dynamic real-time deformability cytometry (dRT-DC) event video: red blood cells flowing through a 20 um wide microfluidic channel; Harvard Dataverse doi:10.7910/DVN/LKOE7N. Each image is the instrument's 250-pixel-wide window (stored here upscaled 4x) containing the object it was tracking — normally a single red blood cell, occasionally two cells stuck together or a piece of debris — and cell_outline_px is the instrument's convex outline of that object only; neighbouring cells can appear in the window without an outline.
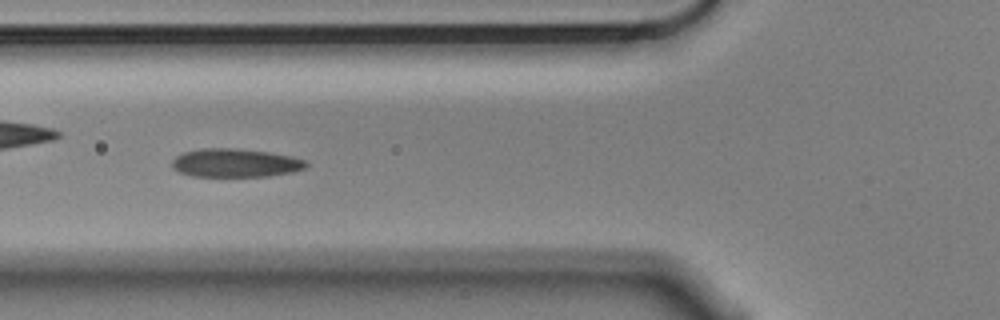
{"species": "Egyptian fruit bat (a non-hibernating species)", "species_latin": "Rousettus aegyptiacus", "temperature_condition": "cold", "stored_images_in_passage": 42, "camera_frame_rate_fps": 3000, "um_per_image_px": 0.085, "animal": {"sex": "male"}, "frame": {"image": 1, "passage_image": 6, "time_ms": 1.667, "image_size_px": [1000, 320], "cell_outline_px": [[308, 164], [304, 168], [292, 172], [268, 176], [192, 176], [180, 172], [172, 168], [172, 160], [176, 156], [184, 152], [200, 148], [232, 148], [268, 152], [292, 156], [304, 160]], "centroid_in_image_um": [19.98, 13.84], "position_along_channel_um": 105.8, "area_um2": 22.14}}
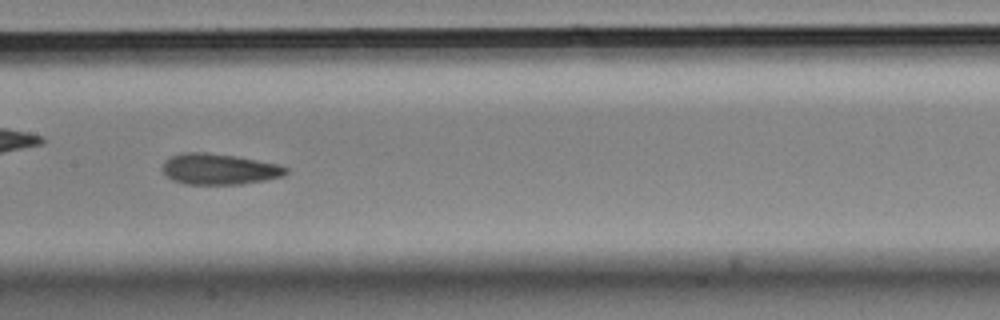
{"frame": {"image": 2, "passage_image": 13, "time_ms": 4.0, "image_size_px": [1000, 320], "cell_outline_px": [[288, 172], [284, 176], [264, 180], [240, 184], [184, 184], [172, 180], [160, 168], [164, 160], [172, 156], [188, 152], [204, 152], [236, 156], [276, 164], [288, 168]], "centroid_in_image_um": [18.6, 14.38], "position_along_channel_um": 188.8, "area_um2": 22.14}}
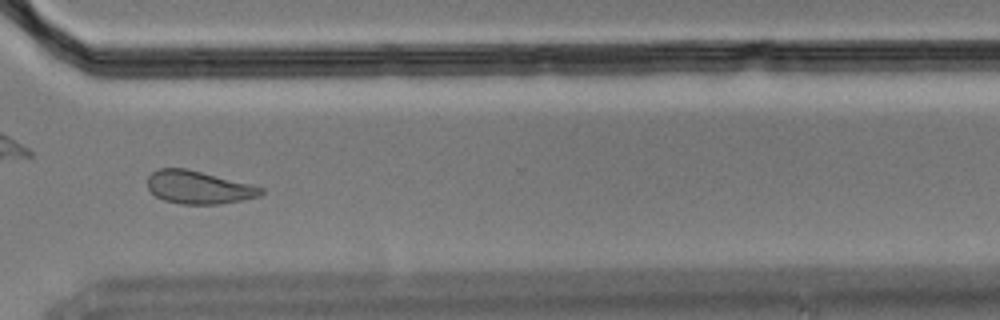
{"frame": {"image": 3, "passage_image": 27, "time_ms": 8.667, "image_size_px": [1000, 320], "cell_outline_px": [[264, 192], [260, 196], [220, 204], [180, 204], [164, 200], [156, 196], [148, 188], [148, 176], [152, 172], [160, 168], [188, 168], [252, 184], [264, 188]], "centroid_in_image_um": [16.9, 15.91], "position_along_channel_um": 353.7, "area_um2": 21.91}, "authors_computed_cell_mechanics": {"area_um2": 22.7732, "velocity_mm_per_s": 3.5414, "shape_relaxation_time_tau1_ms": 5.9491, "shape_relaxation_time_tau2_ms": 3.3184, "deformation_change_tau1": 0.1268, "deformation_change_tau2": 0.0774}}